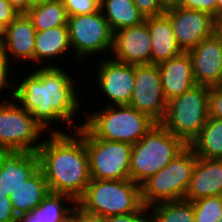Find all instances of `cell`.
Returning <instances> with one entry per match:
<instances>
[{
  "instance_id": "6da1fadb",
  "label": "cell",
  "mask_w": 222,
  "mask_h": 222,
  "mask_svg": "<svg viewBox=\"0 0 222 222\" xmlns=\"http://www.w3.org/2000/svg\"><path fill=\"white\" fill-rule=\"evenodd\" d=\"M63 69L61 65L37 67L32 71L29 68V74L26 71L23 79H16L18 82H15L14 100L30 112L47 133L67 132L68 129L77 130L83 126L76 119L82 108L81 104L86 101L80 98L82 95L78 92L83 86L77 84L76 79L73 80L72 73H67L66 67L65 71ZM62 121L67 124L64 126L67 130L53 127L55 123L62 124Z\"/></svg>"
},
{
  "instance_id": "7a4b0ae2",
  "label": "cell",
  "mask_w": 222,
  "mask_h": 222,
  "mask_svg": "<svg viewBox=\"0 0 222 222\" xmlns=\"http://www.w3.org/2000/svg\"><path fill=\"white\" fill-rule=\"evenodd\" d=\"M37 154L49 191L69 195L77 202L91 180L84 125L74 132L47 133Z\"/></svg>"
},
{
  "instance_id": "3957f363",
  "label": "cell",
  "mask_w": 222,
  "mask_h": 222,
  "mask_svg": "<svg viewBox=\"0 0 222 222\" xmlns=\"http://www.w3.org/2000/svg\"><path fill=\"white\" fill-rule=\"evenodd\" d=\"M83 125L97 138L136 144L156 123L130 105L103 106L86 112ZM89 113V114H88Z\"/></svg>"
},
{
  "instance_id": "277c9868",
  "label": "cell",
  "mask_w": 222,
  "mask_h": 222,
  "mask_svg": "<svg viewBox=\"0 0 222 222\" xmlns=\"http://www.w3.org/2000/svg\"><path fill=\"white\" fill-rule=\"evenodd\" d=\"M186 146L161 123H155L144 137L132 145L130 179L140 185L170 163Z\"/></svg>"
},
{
  "instance_id": "5b68a950",
  "label": "cell",
  "mask_w": 222,
  "mask_h": 222,
  "mask_svg": "<svg viewBox=\"0 0 222 222\" xmlns=\"http://www.w3.org/2000/svg\"><path fill=\"white\" fill-rule=\"evenodd\" d=\"M77 205L87 213L104 218L136 212L143 205L140 185L131 179H91Z\"/></svg>"
},
{
  "instance_id": "8992f818",
  "label": "cell",
  "mask_w": 222,
  "mask_h": 222,
  "mask_svg": "<svg viewBox=\"0 0 222 222\" xmlns=\"http://www.w3.org/2000/svg\"><path fill=\"white\" fill-rule=\"evenodd\" d=\"M197 156L187 145L170 163L140 184L141 201L146 207L184 199Z\"/></svg>"
},
{
  "instance_id": "52a82bcc",
  "label": "cell",
  "mask_w": 222,
  "mask_h": 222,
  "mask_svg": "<svg viewBox=\"0 0 222 222\" xmlns=\"http://www.w3.org/2000/svg\"><path fill=\"white\" fill-rule=\"evenodd\" d=\"M209 87L195 85L167 103L161 124L187 145L200 134L209 117Z\"/></svg>"
},
{
  "instance_id": "ba28073f",
  "label": "cell",
  "mask_w": 222,
  "mask_h": 222,
  "mask_svg": "<svg viewBox=\"0 0 222 222\" xmlns=\"http://www.w3.org/2000/svg\"><path fill=\"white\" fill-rule=\"evenodd\" d=\"M6 99L0 101V147L4 151L37 152L47 132L14 99Z\"/></svg>"
},
{
  "instance_id": "9c48e42d",
  "label": "cell",
  "mask_w": 222,
  "mask_h": 222,
  "mask_svg": "<svg viewBox=\"0 0 222 222\" xmlns=\"http://www.w3.org/2000/svg\"><path fill=\"white\" fill-rule=\"evenodd\" d=\"M67 26L75 60L85 62L100 54L104 58L107 53L110 56L113 31L100 9L91 14L68 17ZM87 57L89 59H85Z\"/></svg>"
},
{
  "instance_id": "30bf717a",
  "label": "cell",
  "mask_w": 222,
  "mask_h": 222,
  "mask_svg": "<svg viewBox=\"0 0 222 222\" xmlns=\"http://www.w3.org/2000/svg\"><path fill=\"white\" fill-rule=\"evenodd\" d=\"M84 140L91 179H130L132 144L97 138L85 126Z\"/></svg>"
},
{
  "instance_id": "8fae6325",
  "label": "cell",
  "mask_w": 222,
  "mask_h": 222,
  "mask_svg": "<svg viewBox=\"0 0 222 222\" xmlns=\"http://www.w3.org/2000/svg\"><path fill=\"white\" fill-rule=\"evenodd\" d=\"M158 65H135V82L129 105L161 123L167 112Z\"/></svg>"
},
{
  "instance_id": "7c38bea8",
  "label": "cell",
  "mask_w": 222,
  "mask_h": 222,
  "mask_svg": "<svg viewBox=\"0 0 222 222\" xmlns=\"http://www.w3.org/2000/svg\"><path fill=\"white\" fill-rule=\"evenodd\" d=\"M96 67L95 84L98 86L95 87L105 95L101 98L108 99L104 106L129 105L135 82V65L121 63L108 56L100 60Z\"/></svg>"
},
{
  "instance_id": "4fadbf2b",
  "label": "cell",
  "mask_w": 222,
  "mask_h": 222,
  "mask_svg": "<svg viewBox=\"0 0 222 222\" xmlns=\"http://www.w3.org/2000/svg\"><path fill=\"white\" fill-rule=\"evenodd\" d=\"M151 37L146 22L113 32L111 59L130 65L151 64ZM114 57V58H113Z\"/></svg>"
},
{
  "instance_id": "5bb4252c",
  "label": "cell",
  "mask_w": 222,
  "mask_h": 222,
  "mask_svg": "<svg viewBox=\"0 0 222 222\" xmlns=\"http://www.w3.org/2000/svg\"><path fill=\"white\" fill-rule=\"evenodd\" d=\"M172 24L176 42L183 52L195 48L213 35V16L197 10L179 8L165 13Z\"/></svg>"
},
{
  "instance_id": "9a60e30c",
  "label": "cell",
  "mask_w": 222,
  "mask_h": 222,
  "mask_svg": "<svg viewBox=\"0 0 222 222\" xmlns=\"http://www.w3.org/2000/svg\"><path fill=\"white\" fill-rule=\"evenodd\" d=\"M35 36L31 20L25 13H19L1 32L0 48L12 63L21 61L23 66H30L29 62L34 64Z\"/></svg>"
},
{
  "instance_id": "2e32d148",
  "label": "cell",
  "mask_w": 222,
  "mask_h": 222,
  "mask_svg": "<svg viewBox=\"0 0 222 222\" xmlns=\"http://www.w3.org/2000/svg\"><path fill=\"white\" fill-rule=\"evenodd\" d=\"M187 52L196 85L217 86L222 76V42L212 35Z\"/></svg>"
},
{
  "instance_id": "e0dca14e",
  "label": "cell",
  "mask_w": 222,
  "mask_h": 222,
  "mask_svg": "<svg viewBox=\"0 0 222 222\" xmlns=\"http://www.w3.org/2000/svg\"><path fill=\"white\" fill-rule=\"evenodd\" d=\"M39 169L37 152L4 151L0 155V192L10 196L13 188Z\"/></svg>"
},
{
  "instance_id": "ac0fdd59",
  "label": "cell",
  "mask_w": 222,
  "mask_h": 222,
  "mask_svg": "<svg viewBox=\"0 0 222 222\" xmlns=\"http://www.w3.org/2000/svg\"><path fill=\"white\" fill-rule=\"evenodd\" d=\"M158 68L162 92L167 102L196 85L188 52L159 63Z\"/></svg>"
},
{
  "instance_id": "d6986e66",
  "label": "cell",
  "mask_w": 222,
  "mask_h": 222,
  "mask_svg": "<svg viewBox=\"0 0 222 222\" xmlns=\"http://www.w3.org/2000/svg\"><path fill=\"white\" fill-rule=\"evenodd\" d=\"M222 196V159L197 157L184 199L190 202Z\"/></svg>"
},
{
  "instance_id": "ffe728a7",
  "label": "cell",
  "mask_w": 222,
  "mask_h": 222,
  "mask_svg": "<svg viewBox=\"0 0 222 222\" xmlns=\"http://www.w3.org/2000/svg\"><path fill=\"white\" fill-rule=\"evenodd\" d=\"M34 43L35 66L32 64L30 68L31 70L34 67H59L54 61H58L60 58V62L63 55L67 57V53H72V51H70L72 48L69 39L68 26L52 27L43 31H36ZM51 60L52 63H50ZM38 63L40 65L36 66Z\"/></svg>"
},
{
  "instance_id": "44dd1931",
  "label": "cell",
  "mask_w": 222,
  "mask_h": 222,
  "mask_svg": "<svg viewBox=\"0 0 222 222\" xmlns=\"http://www.w3.org/2000/svg\"><path fill=\"white\" fill-rule=\"evenodd\" d=\"M145 22L152 43L151 64L158 65L183 52L176 42L171 21L165 13L160 16L147 17Z\"/></svg>"
},
{
  "instance_id": "7402d4cb",
  "label": "cell",
  "mask_w": 222,
  "mask_h": 222,
  "mask_svg": "<svg viewBox=\"0 0 222 222\" xmlns=\"http://www.w3.org/2000/svg\"><path fill=\"white\" fill-rule=\"evenodd\" d=\"M50 193L47 181L39 168L31 177L15 188L9 196L16 215L31 212Z\"/></svg>"
},
{
  "instance_id": "603a6c76",
  "label": "cell",
  "mask_w": 222,
  "mask_h": 222,
  "mask_svg": "<svg viewBox=\"0 0 222 222\" xmlns=\"http://www.w3.org/2000/svg\"><path fill=\"white\" fill-rule=\"evenodd\" d=\"M100 10L113 32L145 21L133 0H100Z\"/></svg>"
},
{
  "instance_id": "cb8c5ba5",
  "label": "cell",
  "mask_w": 222,
  "mask_h": 222,
  "mask_svg": "<svg viewBox=\"0 0 222 222\" xmlns=\"http://www.w3.org/2000/svg\"><path fill=\"white\" fill-rule=\"evenodd\" d=\"M189 146L197 157L222 159V119L208 117L200 134Z\"/></svg>"
},
{
  "instance_id": "d4e9b609",
  "label": "cell",
  "mask_w": 222,
  "mask_h": 222,
  "mask_svg": "<svg viewBox=\"0 0 222 222\" xmlns=\"http://www.w3.org/2000/svg\"><path fill=\"white\" fill-rule=\"evenodd\" d=\"M25 14L31 20L36 31L67 26L68 22V15L62 0L32 6Z\"/></svg>"
},
{
  "instance_id": "484cf974",
  "label": "cell",
  "mask_w": 222,
  "mask_h": 222,
  "mask_svg": "<svg viewBox=\"0 0 222 222\" xmlns=\"http://www.w3.org/2000/svg\"><path fill=\"white\" fill-rule=\"evenodd\" d=\"M76 205L69 195L50 192L31 213H39L41 222H68Z\"/></svg>"
},
{
  "instance_id": "4316f807",
  "label": "cell",
  "mask_w": 222,
  "mask_h": 222,
  "mask_svg": "<svg viewBox=\"0 0 222 222\" xmlns=\"http://www.w3.org/2000/svg\"><path fill=\"white\" fill-rule=\"evenodd\" d=\"M147 208L149 222H194L193 204L185 199L159 202Z\"/></svg>"
},
{
  "instance_id": "83f0119b",
  "label": "cell",
  "mask_w": 222,
  "mask_h": 222,
  "mask_svg": "<svg viewBox=\"0 0 222 222\" xmlns=\"http://www.w3.org/2000/svg\"><path fill=\"white\" fill-rule=\"evenodd\" d=\"M194 222H218L222 214V196L201 198L192 202Z\"/></svg>"
},
{
  "instance_id": "f1b7e54d",
  "label": "cell",
  "mask_w": 222,
  "mask_h": 222,
  "mask_svg": "<svg viewBox=\"0 0 222 222\" xmlns=\"http://www.w3.org/2000/svg\"><path fill=\"white\" fill-rule=\"evenodd\" d=\"M9 60L10 59L4 54V52L0 48V96L4 91L5 93H11L8 97L10 99H14L15 81H13L14 78L12 79L13 76H11L13 72L11 70L13 68H10L12 65ZM9 76H11V78ZM5 89H8L7 92L5 91Z\"/></svg>"
},
{
  "instance_id": "f546056e",
  "label": "cell",
  "mask_w": 222,
  "mask_h": 222,
  "mask_svg": "<svg viewBox=\"0 0 222 222\" xmlns=\"http://www.w3.org/2000/svg\"><path fill=\"white\" fill-rule=\"evenodd\" d=\"M68 17L97 12L100 9V0H62Z\"/></svg>"
},
{
  "instance_id": "4dcf8cb0",
  "label": "cell",
  "mask_w": 222,
  "mask_h": 222,
  "mask_svg": "<svg viewBox=\"0 0 222 222\" xmlns=\"http://www.w3.org/2000/svg\"><path fill=\"white\" fill-rule=\"evenodd\" d=\"M105 222H149L148 208L142 205L136 212L110 216Z\"/></svg>"
},
{
  "instance_id": "1f68e13d",
  "label": "cell",
  "mask_w": 222,
  "mask_h": 222,
  "mask_svg": "<svg viewBox=\"0 0 222 222\" xmlns=\"http://www.w3.org/2000/svg\"><path fill=\"white\" fill-rule=\"evenodd\" d=\"M209 117L222 119V89L209 87Z\"/></svg>"
},
{
  "instance_id": "d6a6232c",
  "label": "cell",
  "mask_w": 222,
  "mask_h": 222,
  "mask_svg": "<svg viewBox=\"0 0 222 222\" xmlns=\"http://www.w3.org/2000/svg\"><path fill=\"white\" fill-rule=\"evenodd\" d=\"M182 8L203 11L215 17L217 15V0H182Z\"/></svg>"
},
{
  "instance_id": "836d02e7",
  "label": "cell",
  "mask_w": 222,
  "mask_h": 222,
  "mask_svg": "<svg viewBox=\"0 0 222 222\" xmlns=\"http://www.w3.org/2000/svg\"><path fill=\"white\" fill-rule=\"evenodd\" d=\"M18 15H19V12L7 0H0V33Z\"/></svg>"
},
{
  "instance_id": "e575fe53",
  "label": "cell",
  "mask_w": 222,
  "mask_h": 222,
  "mask_svg": "<svg viewBox=\"0 0 222 222\" xmlns=\"http://www.w3.org/2000/svg\"><path fill=\"white\" fill-rule=\"evenodd\" d=\"M17 217L9 196L0 192V222H17Z\"/></svg>"
},
{
  "instance_id": "d590c367",
  "label": "cell",
  "mask_w": 222,
  "mask_h": 222,
  "mask_svg": "<svg viewBox=\"0 0 222 222\" xmlns=\"http://www.w3.org/2000/svg\"><path fill=\"white\" fill-rule=\"evenodd\" d=\"M135 6L144 15L145 18L160 16L164 14L160 7L158 0H133Z\"/></svg>"
},
{
  "instance_id": "8d00e7d4",
  "label": "cell",
  "mask_w": 222,
  "mask_h": 222,
  "mask_svg": "<svg viewBox=\"0 0 222 222\" xmlns=\"http://www.w3.org/2000/svg\"><path fill=\"white\" fill-rule=\"evenodd\" d=\"M70 221L71 222H105V218L102 216L87 213L78 205H76L71 212Z\"/></svg>"
},
{
  "instance_id": "74e56055",
  "label": "cell",
  "mask_w": 222,
  "mask_h": 222,
  "mask_svg": "<svg viewBox=\"0 0 222 222\" xmlns=\"http://www.w3.org/2000/svg\"><path fill=\"white\" fill-rule=\"evenodd\" d=\"M159 7L163 13L182 7V0H158Z\"/></svg>"
},
{
  "instance_id": "f35d334b",
  "label": "cell",
  "mask_w": 222,
  "mask_h": 222,
  "mask_svg": "<svg viewBox=\"0 0 222 222\" xmlns=\"http://www.w3.org/2000/svg\"><path fill=\"white\" fill-rule=\"evenodd\" d=\"M213 35L222 42V13L213 18Z\"/></svg>"
},
{
  "instance_id": "ab89813d",
  "label": "cell",
  "mask_w": 222,
  "mask_h": 222,
  "mask_svg": "<svg viewBox=\"0 0 222 222\" xmlns=\"http://www.w3.org/2000/svg\"><path fill=\"white\" fill-rule=\"evenodd\" d=\"M17 222H41L39 213H23L18 215Z\"/></svg>"
},
{
  "instance_id": "60d3db41",
  "label": "cell",
  "mask_w": 222,
  "mask_h": 222,
  "mask_svg": "<svg viewBox=\"0 0 222 222\" xmlns=\"http://www.w3.org/2000/svg\"><path fill=\"white\" fill-rule=\"evenodd\" d=\"M19 13L28 11V0H7Z\"/></svg>"
},
{
  "instance_id": "b9f144b4",
  "label": "cell",
  "mask_w": 222,
  "mask_h": 222,
  "mask_svg": "<svg viewBox=\"0 0 222 222\" xmlns=\"http://www.w3.org/2000/svg\"><path fill=\"white\" fill-rule=\"evenodd\" d=\"M51 1H55V0H28V9H30L32 6L51 2Z\"/></svg>"
},
{
  "instance_id": "7bdbcfd3",
  "label": "cell",
  "mask_w": 222,
  "mask_h": 222,
  "mask_svg": "<svg viewBox=\"0 0 222 222\" xmlns=\"http://www.w3.org/2000/svg\"><path fill=\"white\" fill-rule=\"evenodd\" d=\"M222 13V0H217V15Z\"/></svg>"
},
{
  "instance_id": "ee69618b",
  "label": "cell",
  "mask_w": 222,
  "mask_h": 222,
  "mask_svg": "<svg viewBox=\"0 0 222 222\" xmlns=\"http://www.w3.org/2000/svg\"><path fill=\"white\" fill-rule=\"evenodd\" d=\"M217 87H219V88H221V89H222V76H221V79H220V81H219V83H218Z\"/></svg>"
},
{
  "instance_id": "f6af8a7d",
  "label": "cell",
  "mask_w": 222,
  "mask_h": 222,
  "mask_svg": "<svg viewBox=\"0 0 222 222\" xmlns=\"http://www.w3.org/2000/svg\"><path fill=\"white\" fill-rule=\"evenodd\" d=\"M218 222H222V214L220 215Z\"/></svg>"
},
{
  "instance_id": "bcb514c9",
  "label": "cell",
  "mask_w": 222,
  "mask_h": 222,
  "mask_svg": "<svg viewBox=\"0 0 222 222\" xmlns=\"http://www.w3.org/2000/svg\"><path fill=\"white\" fill-rule=\"evenodd\" d=\"M4 152V150L0 147V155Z\"/></svg>"
}]
</instances>
